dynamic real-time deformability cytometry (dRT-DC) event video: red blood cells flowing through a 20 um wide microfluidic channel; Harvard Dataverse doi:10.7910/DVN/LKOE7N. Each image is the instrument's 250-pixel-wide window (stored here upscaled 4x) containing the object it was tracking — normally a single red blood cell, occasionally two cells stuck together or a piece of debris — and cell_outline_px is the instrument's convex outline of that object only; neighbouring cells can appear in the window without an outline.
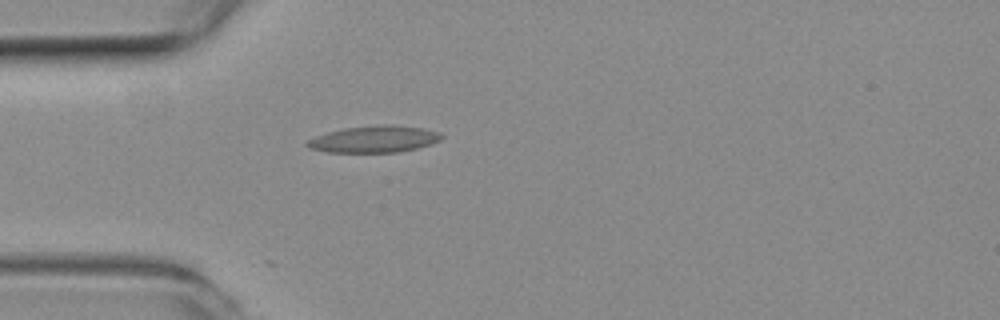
{"species": "common noctule bat (a hibernating species)", "species_latin": "Nyctalus noctula", "temperature_condition": "room temperature", "stored_images_in_passage": 2, "camera_frame_rate_fps": 3000, "um_per_image_px": 0.085, "animal": {"sex": "female", "body_mass_g": 19.3, "forearm_length_mm": 54.1}, "frame": {"image": 1, "passage_image": 2, "time_ms": 0.333, "image_size_px": [1000, 320], "cell_outline_px": [[444, 136], [440, 140], [432, 144], [416, 148], [396, 152], [328, 152], [308, 148], [304, 144], [308, 140], [316, 136], [328, 132], [344, 128], [380, 124], [392, 124], [424, 128], [440, 132]], "centroid_in_image_um": [31.83, 11.82], "position_along_channel_um": 53.2, "area_um2": 21.04}}